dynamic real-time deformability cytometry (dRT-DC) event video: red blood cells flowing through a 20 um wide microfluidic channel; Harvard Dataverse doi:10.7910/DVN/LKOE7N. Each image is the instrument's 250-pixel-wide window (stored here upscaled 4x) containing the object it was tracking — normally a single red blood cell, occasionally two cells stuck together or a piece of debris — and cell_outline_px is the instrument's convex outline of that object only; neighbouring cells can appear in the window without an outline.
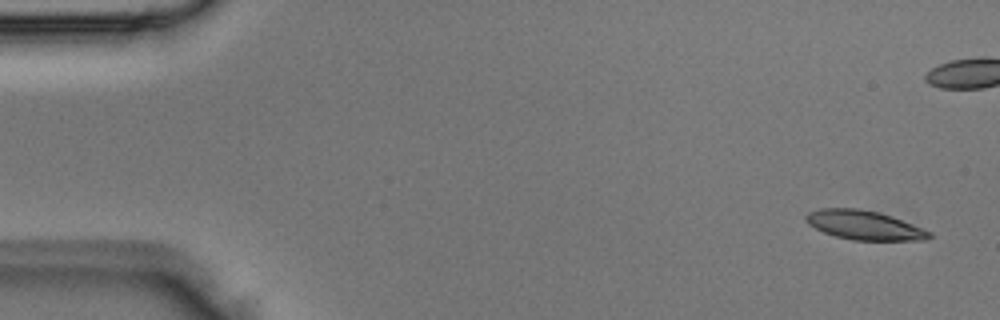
{"species": "Egyptian fruit bat (a non-hibernating species)", "species_latin": "Rousettus aegyptiacus", "temperature_condition": "room temperature", "stored_images_in_passage": 5, "camera_frame_rate_fps": 3000, "um_per_image_px": 0.085, "animal": {"sex": "male"}, "frame": {"image": 1, "passage_image": 1, "time_ms": 0.0, "image_size_px": [1000, 320], "cell_outline_px": [[932, 236], [928, 240], [852, 240], [836, 236], [824, 232], [808, 224], [804, 216], [808, 212], [820, 208], [856, 208], [876, 212], [892, 216], [932, 232]], "centroid_in_image_um": [73.46, 19.14], "position_along_channel_um": 11.5, "area_um2": 20.87}}
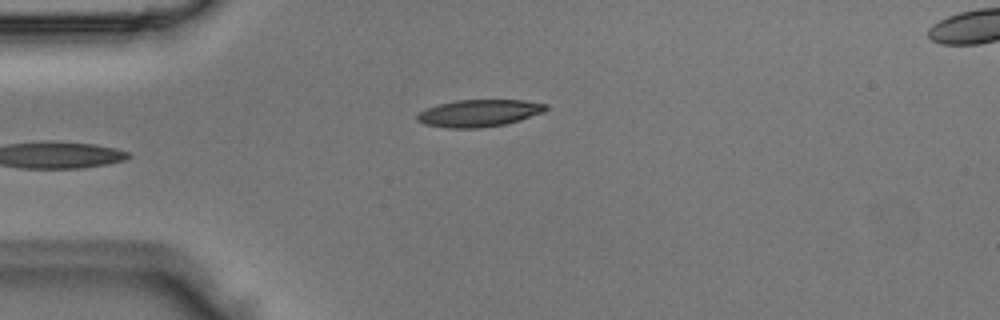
{"frame": {"image": 2, "passage_image": 4, "time_ms": 1.0, "image_size_px": [1000, 320], "cell_outline_px": [[548, 108], [544, 112], [520, 120], [504, 124], [480, 128], [448, 128], [424, 124], [416, 120], [416, 116], [420, 112], [428, 108], [440, 104], [456, 100], [524, 100], [548, 104]], "centroid_in_image_um": [40.74, 9.61], "position_along_channel_um": 44.3, "area_um2": 20.29}}